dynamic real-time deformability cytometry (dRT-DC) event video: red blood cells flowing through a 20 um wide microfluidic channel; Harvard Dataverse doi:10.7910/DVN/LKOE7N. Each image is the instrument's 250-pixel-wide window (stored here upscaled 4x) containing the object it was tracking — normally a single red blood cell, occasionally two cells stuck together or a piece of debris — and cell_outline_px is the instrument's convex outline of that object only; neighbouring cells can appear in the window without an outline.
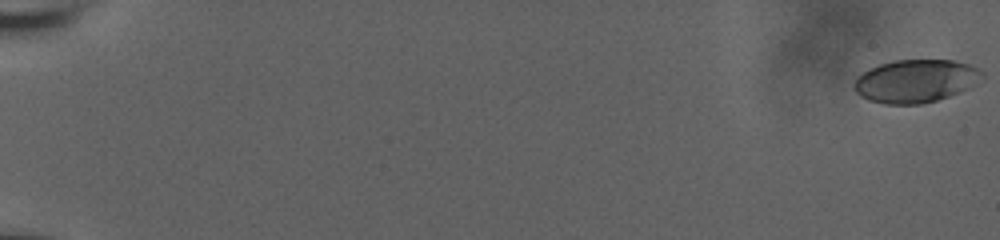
{"species": "human", "species_latin": "Homo sapiens", "temperature_condition": "room temperature", "stored_images_in_passage": 14, "camera_frame_rate_fps": 3000, "um_per_image_px": 0.085, "donor": {"sex": "male"}, "frame": {"image": 1, "passage_image": 1, "time_ms": 0.0, "image_size_px": [1000, 240], "cell_outline_px": [[984, 76], [968, 88], [948, 96], [936, 100], [920, 104], [884, 104], [868, 100], [860, 96], [856, 92], [856, 80], [864, 72], [880, 64], [896, 60], [952, 60], [968, 64], [976, 68]], "centroid_in_image_um": [77.83, 6.89], "position_along_channel_um": 7.2, "area_um2": 31.44}}
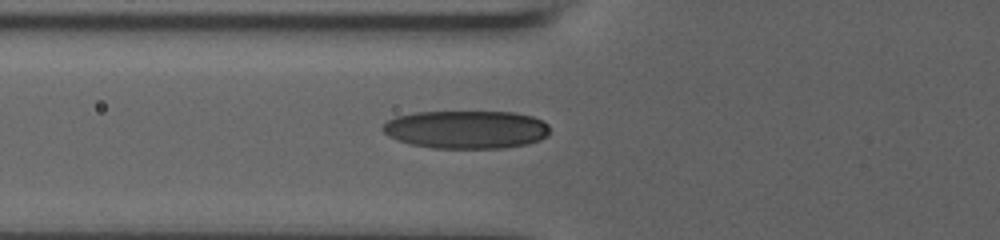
{"frame": {"image": 2, "passage_image": 12, "time_ms": 3.667, "image_size_px": [1000, 240], "cell_outline_px": [[548, 136], [540, 140], [528, 144], [504, 148], [432, 148], [412, 144], [396, 140], [388, 136], [380, 128], [388, 120], [396, 116], [412, 112], [512, 112], [532, 116], [548, 124]], "centroid_in_image_um": [39.61, 11.01], "position_along_channel_um": 86.2, "area_um2": 37.28}}
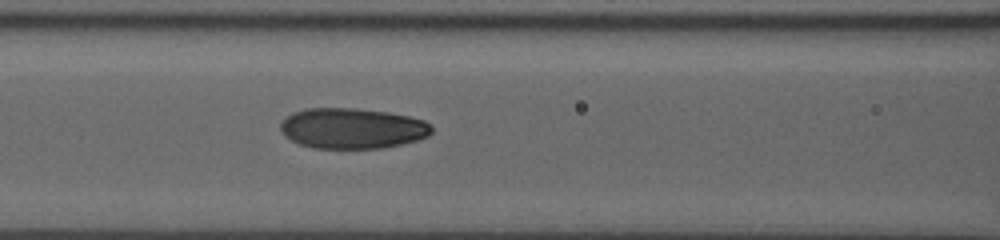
{"frame": {"image": 3, "passage_image": 14, "time_ms": 4.333, "image_size_px": [1000, 240], "cell_outline_px": [[432, 132], [428, 136], [416, 140], [384, 148], [312, 148], [300, 144], [284, 136], [280, 128], [280, 124], [292, 112], [304, 108], [356, 108], [388, 112], [408, 116], [424, 120], [432, 124]], "centroid_in_image_um": [29.94, 10.9], "position_along_channel_um": 136.7, "area_um2": 35.84}}